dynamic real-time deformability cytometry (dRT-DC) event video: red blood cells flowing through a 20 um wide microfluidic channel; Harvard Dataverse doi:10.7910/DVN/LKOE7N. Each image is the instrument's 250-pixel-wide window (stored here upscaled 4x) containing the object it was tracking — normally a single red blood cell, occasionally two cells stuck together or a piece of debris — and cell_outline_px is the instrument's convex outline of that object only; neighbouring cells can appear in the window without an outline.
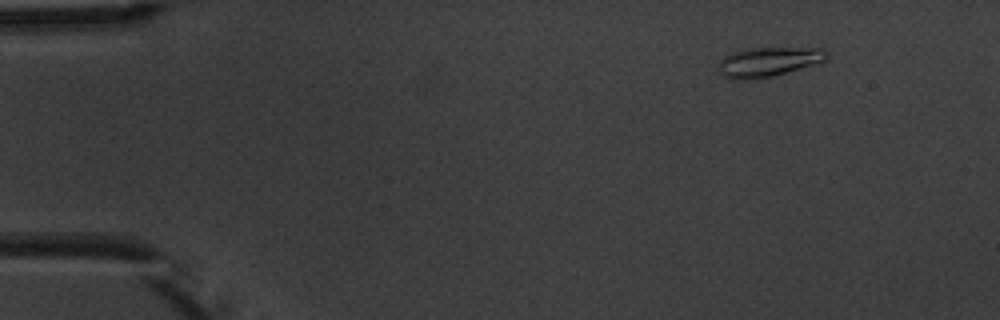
{"species": "common noctule bat (a hibernating species)", "species_latin": "Nyctalus noctula", "temperature_condition": "warm", "stored_images_in_passage": 4, "camera_frame_rate_fps": 3000, "um_per_image_px": 0.085, "animal": {"sex": "male", "body_mass_g": 20.1, "forearm_length_mm": 53.5}, "frame": {"image": 1, "passage_image": 2, "time_ms": 1.333, "image_size_px": [1000, 320], "cell_outline_px": [[828, 60], [820, 64], [772, 76], [732, 80], [724, 76], [720, 72], [720, 64], [724, 56], [732, 52], [752, 48], [824, 48], [828, 52]], "centroid_in_image_um": [65.42, 5.24], "position_along_channel_um": 19.6, "area_um2": 18.55}}